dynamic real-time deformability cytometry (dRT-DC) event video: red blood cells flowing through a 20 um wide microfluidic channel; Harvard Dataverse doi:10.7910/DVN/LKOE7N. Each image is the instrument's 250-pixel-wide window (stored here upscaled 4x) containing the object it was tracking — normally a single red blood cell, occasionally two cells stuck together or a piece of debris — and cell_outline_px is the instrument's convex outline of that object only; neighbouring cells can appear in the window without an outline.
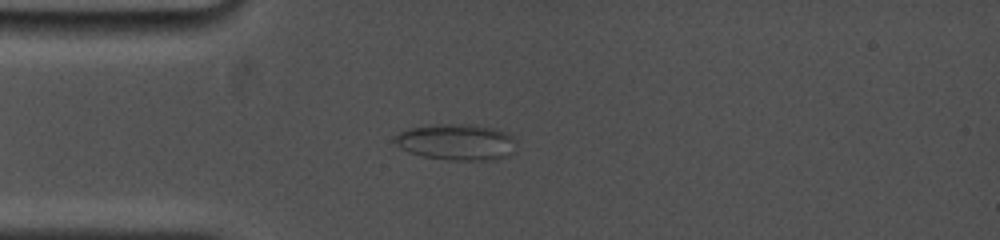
{"species": "common noctule bat (a hibernating species)", "species_latin": "Nyctalus noctula", "temperature_condition": "cold", "stored_images_in_passage": 12, "camera_frame_rate_fps": 5000, "um_per_image_px": 0.085, "animal": {"sex": "female", "body_mass_g": 19.0, "forearm_length_mm": 53.3}, "frame": {"image": 1, "passage_image": 1, "time_ms": 0.0, "image_size_px": [1000, 240], "cell_outline_px": [[516, 152], [508, 156], [496, 160], [448, 160], [424, 156], [408, 152], [400, 148], [392, 140], [400, 132], [408, 128], [440, 124], [476, 124], [496, 128], [508, 132], [516, 140]], "centroid_in_image_um": [38.87, 12.07], "position_along_channel_um": 46.1, "area_um2": 26.18}}
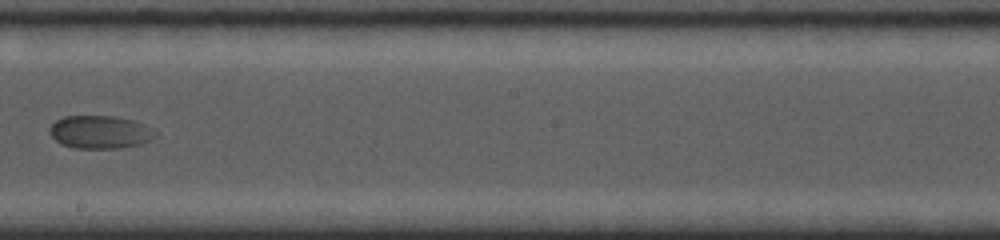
{"frame": {"image": 2, "passage_image": 6, "time_ms": 5.6, "image_size_px": [1000, 240], "cell_outline_px": [[156, 136], [152, 140], [140, 144], [120, 148], [76, 148], [60, 144], [48, 132], [48, 128], [56, 120], [64, 116], [112, 116], [132, 120], [156, 128]], "centroid_in_image_um": [8.52, 11.22], "position_along_channel_um": 239.7, "area_um2": 20.52}}
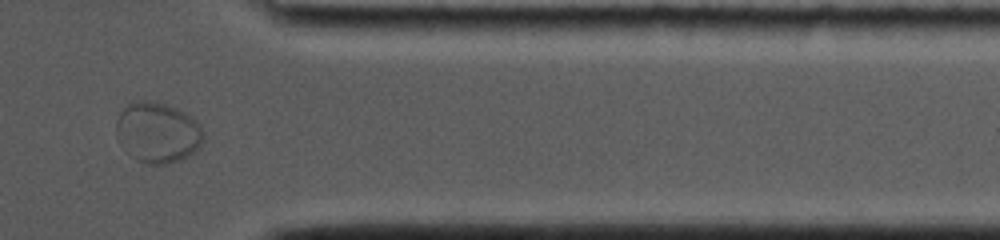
{"frame": {"image": 3, "passage_image": 10, "time_ms": 10.0, "image_size_px": [1000, 240], "cell_outline_px": [[204, 140], [188, 156], [180, 160], [164, 164], [148, 164], [136, 160], [120, 148], [116, 136], [116, 120], [120, 112], [128, 104], [136, 100], [148, 100], [164, 104], [176, 108], [192, 116], [200, 124], [204, 132]], "centroid_in_image_um": [13.36, 11.26], "position_along_channel_um": 398.0, "area_um2": 31.15}}